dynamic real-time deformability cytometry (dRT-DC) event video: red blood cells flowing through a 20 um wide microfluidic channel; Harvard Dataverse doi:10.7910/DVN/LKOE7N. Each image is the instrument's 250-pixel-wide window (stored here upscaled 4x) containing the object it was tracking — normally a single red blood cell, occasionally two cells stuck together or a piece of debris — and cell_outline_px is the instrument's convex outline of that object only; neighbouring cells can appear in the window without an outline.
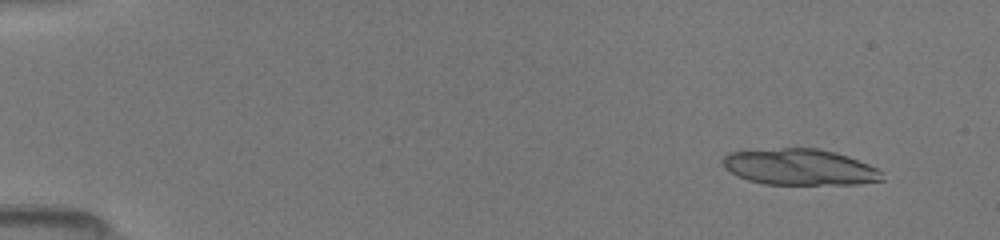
{"species": "common noctule bat (a hibernating species)", "species_latin": "Nyctalus noctula", "temperature_condition": "room temperature", "stored_images_in_passage": 35, "camera_frame_rate_fps": 3000, "um_per_image_px": 0.085, "animal": {"sex": "female", "body_mass_g": 19.5, "forearm_length_mm": 54.1}, "frame": {"image": 1, "passage_image": 5, "time_ms": 1.333, "image_size_px": [1000, 240], "cell_outline_px": [[884, 180], [856, 184], [764, 184], [748, 180], [724, 168], [720, 160], [728, 152], [784, 148], [816, 148], [836, 152], [848, 156], [868, 164], [884, 172]], "centroid_in_image_um": [67.99, 14.2], "position_along_channel_um": 17.0, "area_um2": 33.58}}